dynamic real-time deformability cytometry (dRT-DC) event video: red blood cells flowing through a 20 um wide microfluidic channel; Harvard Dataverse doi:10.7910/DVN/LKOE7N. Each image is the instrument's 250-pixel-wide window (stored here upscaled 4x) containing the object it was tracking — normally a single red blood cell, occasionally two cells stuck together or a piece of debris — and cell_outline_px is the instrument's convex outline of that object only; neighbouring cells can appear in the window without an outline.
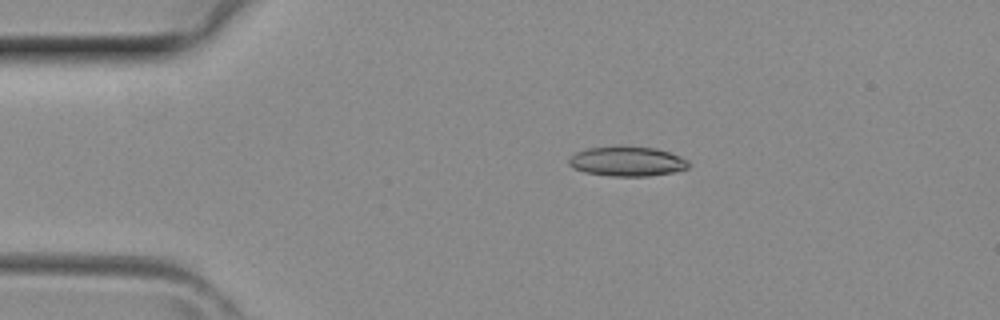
{"species": "common noctule bat (a hibernating species)", "species_latin": "Nyctalus noctula", "temperature_condition": "room temperature", "stored_images_in_passage": 2, "camera_frame_rate_fps": 3000, "um_per_image_px": 0.085, "animal": {"sex": "female", "body_mass_g": 29.2, "forearm_length_mm": 56.3}, "frame": {"image": 1, "passage_image": 1, "time_ms": 0.0, "image_size_px": [1000, 320], "cell_outline_px": [[692, 164], [688, 168], [676, 172], [648, 176], [612, 176], [584, 172], [572, 168], [568, 164], [568, 160], [576, 152], [588, 148], [616, 144], [620, 144], [656, 148], [680, 156], [688, 160]], "centroid_in_image_um": [53.32, 13.69], "position_along_channel_um": 31.7, "area_um2": 21.39}}